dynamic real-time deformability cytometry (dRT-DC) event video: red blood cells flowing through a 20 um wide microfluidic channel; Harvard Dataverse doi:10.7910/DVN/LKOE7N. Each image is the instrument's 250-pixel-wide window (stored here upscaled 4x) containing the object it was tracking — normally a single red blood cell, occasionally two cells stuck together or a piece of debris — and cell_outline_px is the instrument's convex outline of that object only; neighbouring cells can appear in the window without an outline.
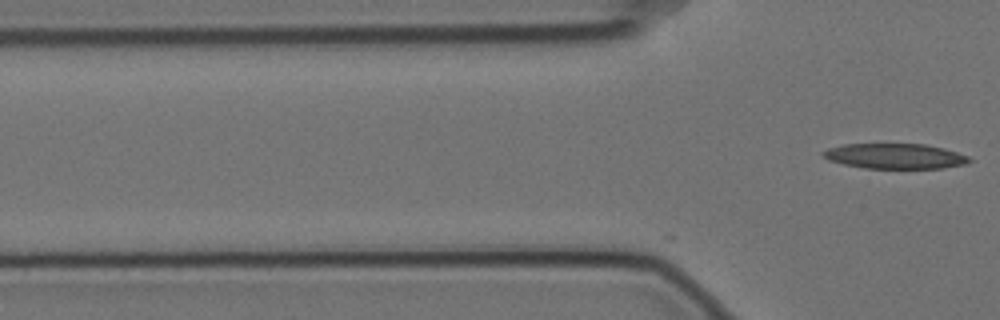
{"species": "Egyptian fruit bat (a non-hibernating species)", "species_latin": "Rousettus aegyptiacus", "temperature_condition": "cold", "stored_images_in_passage": 12, "camera_frame_rate_fps": 3000, "um_per_image_px": 0.085, "animal": {"sex": "female"}, "frame": {"image": 1, "passage_image": 12, "time_ms": 3.667, "image_size_px": [1000, 320], "cell_outline_px": [[972, 160], [964, 164], [944, 168], [864, 168], [844, 164], [828, 160], [820, 152], [828, 148], [844, 144], [924, 144], [944, 148], [968, 156]], "centroid_in_image_um": [76.06, 13.27], "position_along_channel_um": 49.7, "area_um2": 21.39}}